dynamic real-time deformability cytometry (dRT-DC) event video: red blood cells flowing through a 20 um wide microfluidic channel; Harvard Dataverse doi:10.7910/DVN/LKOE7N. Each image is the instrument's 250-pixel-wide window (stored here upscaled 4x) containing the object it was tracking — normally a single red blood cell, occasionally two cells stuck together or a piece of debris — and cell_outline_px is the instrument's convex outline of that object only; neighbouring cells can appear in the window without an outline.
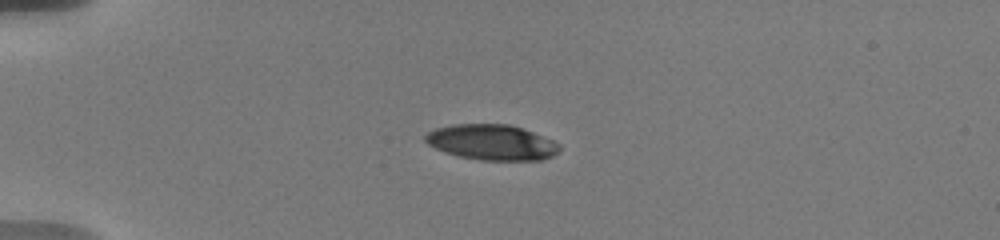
{"species": "human", "species_latin": "Homo sapiens", "temperature_condition": "warm", "stored_images_in_passage": 27, "camera_frame_rate_fps": 3000, "um_per_image_px": 0.085, "donor": {"sex": "male"}, "frame": {"image": 1, "passage_image": 1, "time_ms": 0.0, "image_size_px": [1000, 240], "cell_outline_px": [[560, 148], [552, 156], [540, 160], [480, 160], [460, 156], [444, 152], [428, 144], [424, 140], [424, 136], [428, 132], [436, 128], [452, 124], [508, 124], [532, 132], [552, 140], [560, 144]], "centroid_in_image_um": [41.77, 12.09], "position_along_channel_um": 43.2, "area_um2": 27.51}}
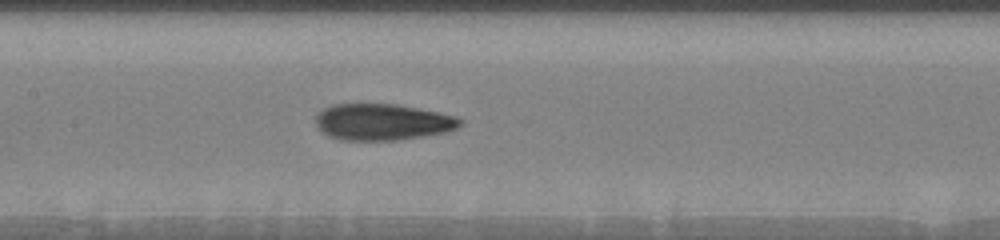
{"frame": {"image": 2, "passage_image": 10, "time_ms": 4.667, "image_size_px": [1000, 240], "cell_outline_px": [[464, 124], [448, 132], [424, 136], [396, 140], [344, 140], [328, 136], [316, 124], [316, 116], [324, 108], [332, 104], [396, 104], [456, 116], [464, 120]], "centroid_in_image_um": [32.55, 10.37], "position_along_channel_um": 174.8, "area_um2": 30.58}}
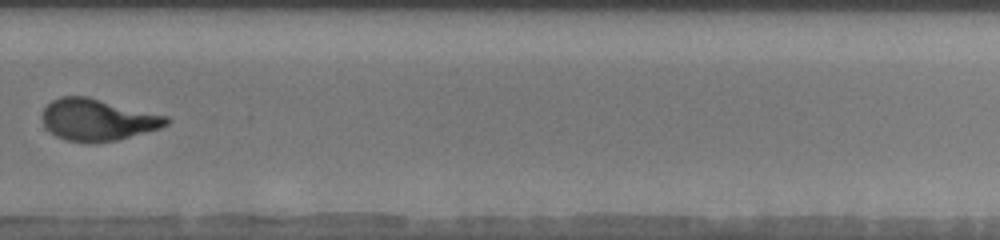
{"frame": {"image": 3, "passage_image": 17, "time_ms": 8.667, "image_size_px": [1000, 240], "cell_outline_px": [[168, 124], [160, 128], [116, 140], [68, 140], [56, 136], [44, 124], [40, 116], [44, 108], [52, 100], [60, 96], [88, 96], [168, 116]], "centroid_in_image_um": [8.29, 10.13], "position_along_channel_um": 321.5, "area_um2": 29.54}, "authors_computed_cell_mechanics": {"area_um2": 30.345, "velocity_mm_per_s": 3.685, "shape_relaxation_time_tau1_ms": 8.9496, "shape_relaxation_time_tau2_ms": 1.5367, "deformation_change_tau1": 0.2664, "deformation_change_tau2": 0.0872}}